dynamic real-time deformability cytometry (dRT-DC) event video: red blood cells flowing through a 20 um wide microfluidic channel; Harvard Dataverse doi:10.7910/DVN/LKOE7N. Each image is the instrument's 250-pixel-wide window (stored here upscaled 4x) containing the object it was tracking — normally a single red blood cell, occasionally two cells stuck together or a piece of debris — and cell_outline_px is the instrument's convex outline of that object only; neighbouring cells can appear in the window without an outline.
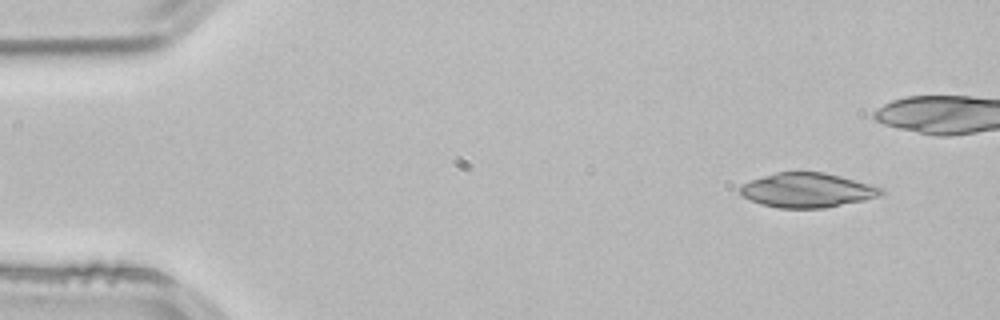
{"species": "common noctule bat (a hibernating species)", "species_latin": "Nyctalus noctula", "temperature_condition": "room temperature", "stored_images_in_passage": 4, "camera_frame_rate_fps": 3000, "um_per_image_px": 0.085, "animal": {"sex": "male", "body_mass_g": 21.5, "forearm_length_mm": 52.0}, "frame": {"image": 1, "passage_image": 1, "time_ms": 0.0, "image_size_px": [1000, 320], "cell_outline_px": [[884, 192], [876, 196], [864, 200], [824, 208], [776, 208], [760, 204], [744, 196], [736, 188], [752, 180], [776, 172], [824, 172], [840, 176], [868, 184], [880, 188]], "centroid_in_image_um": [68.56, 16.17], "position_along_channel_um": 16.4, "area_um2": 27.92}}